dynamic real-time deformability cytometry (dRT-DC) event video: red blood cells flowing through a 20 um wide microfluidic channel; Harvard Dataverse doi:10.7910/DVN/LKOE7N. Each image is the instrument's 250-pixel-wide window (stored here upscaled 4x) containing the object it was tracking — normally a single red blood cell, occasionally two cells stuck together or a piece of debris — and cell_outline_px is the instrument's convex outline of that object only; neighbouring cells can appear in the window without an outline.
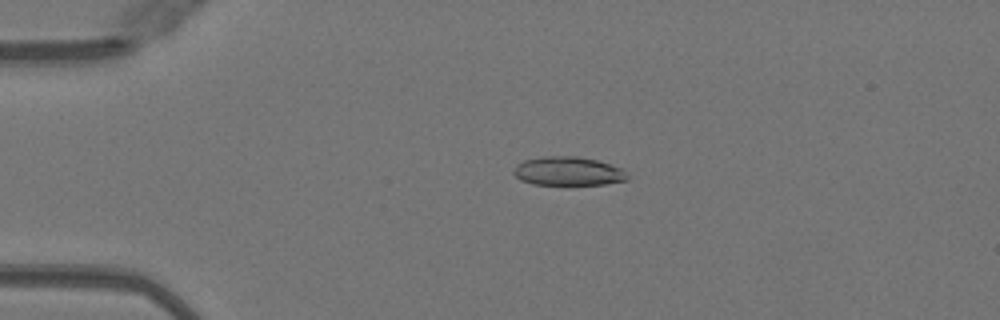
{"species": "Egyptian fruit bat (a non-hibernating species)", "species_latin": "Rousettus aegyptiacus", "temperature_condition": "warm", "stored_images_in_passage": 42, "camera_frame_rate_fps": 3000, "um_per_image_px": 0.085, "animal": {"sex": "female"}, "frame": {"image": 1, "passage_image": 11, "time_ms": 3.333, "image_size_px": [1000, 320], "cell_outline_px": [[628, 180], [604, 184], [532, 184], [520, 180], [512, 172], [516, 164], [524, 160], [544, 156], [576, 156], [596, 160], [620, 168], [628, 176]], "centroid_in_image_um": [48.24, 14.55], "position_along_channel_um": 36.8, "area_um2": 18.9}}
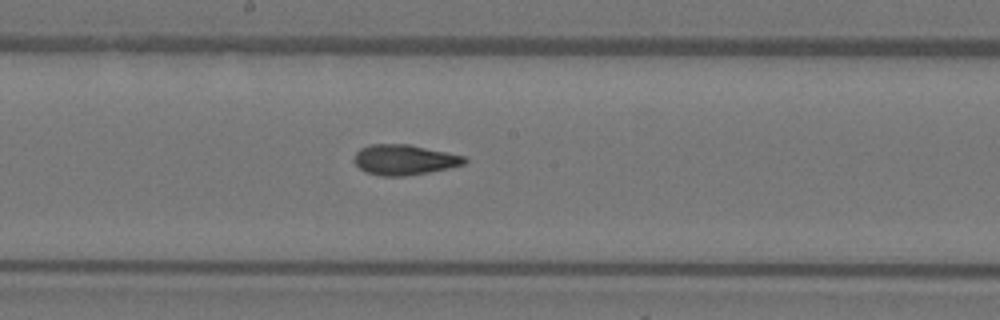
{"frame": {"image": 2, "passage_image": 27, "time_ms": 8.667, "image_size_px": [1000, 320], "cell_outline_px": [[468, 160], [464, 164], [448, 168], [428, 172], [404, 176], [380, 176], [368, 172], [360, 168], [356, 164], [356, 152], [360, 148], [372, 144], [408, 144], [464, 156]], "centroid_in_image_um": [34.37, 13.58], "position_along_channel_um": 213.8, "area_um2": 19.13}}
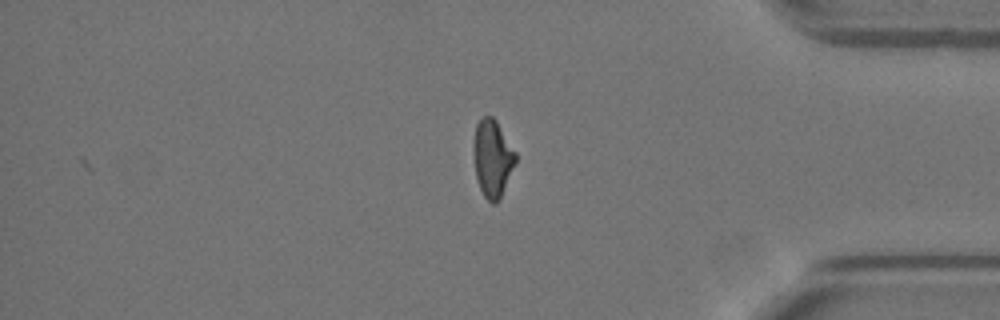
{"frame": {"image": 3, "passage_image": 42, "time_ms": 13.667, "image_size_px": [1000, 320], "cell_outline_px": [[516, 160], [500, 200], [496, 204], [492, 204], [484, 196], [480, 188], [476, 176], [472, 148], [472, 144], [476, 124], [484, 116], [492, 116], [496, 120], [516, 152]], "centroid_in_image_um": [41.84, 13.46], "position_along_channel_um": 393.4, "area_um2": 19.02}, "authors_computed_cell_mechanics": {"area_um2": 19.5075, "velocity_mm_per_s": 4.0722, "shape_relaxation_time_tau1_ms": null, "shape_relaxation_time_tau2_ms": 1.6894, "deformation_change_tau1": null, "deformation_change_tau2": 0.0969}}